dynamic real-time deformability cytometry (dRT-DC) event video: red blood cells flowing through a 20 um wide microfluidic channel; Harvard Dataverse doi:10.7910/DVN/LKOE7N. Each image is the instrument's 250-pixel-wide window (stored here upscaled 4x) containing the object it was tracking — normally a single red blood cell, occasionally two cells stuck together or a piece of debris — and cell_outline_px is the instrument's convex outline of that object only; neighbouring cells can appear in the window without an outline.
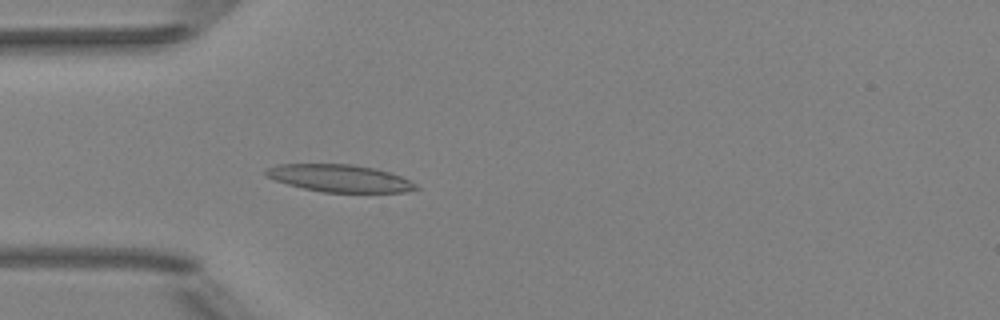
{"species": "Egyptian fruit bat (a non-hibernating species)", "species_latin": "Rousettus aegyptiacus", "temperature_condition": "room temperature", "stored_images_in_passage": 44, "camera_frame_rate_fps": 3000, "um_per_image_px": 0.085, "animal": {"sex": "female"}, "frame": {"image": 1, "passage_image": 8, "time_ms": 2.333, "image_size_px": [1000, 320], "cell_outline_px": [[420, 188], [404, 192], [324, 192], [304, 188], [288, 184], [264, 176], [264, 172], [268, 168], [276, 164], [352, 164], [372, 168], [388, 172], [400, 176], [416, 184]], "centroid_in_image_um": [28.84, 15.15], "position_along_channel_um": 56.2, "area_um2": 23.64}}
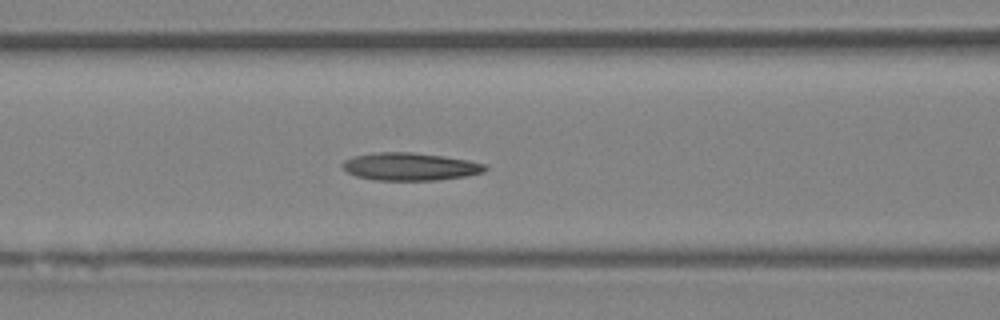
{"frame": {"image": 2, "passage_image": 14, "time_ms": 4.333, "image_size_px": [1000, 320], "cell_outline_px": [[488, 168], [484, 172], [464, 176], [436, 180], [376, 180], [356, 176], [348, 172], [340, 164], [344, 160], [352, 156], [376, 152], [412, 152], [444, 156], [468, 160], [488, 164]], "centroid_in_image_um": [34.86, 14.15], "position_along_channel_um": 131.7, "area_um2": 23.12}}
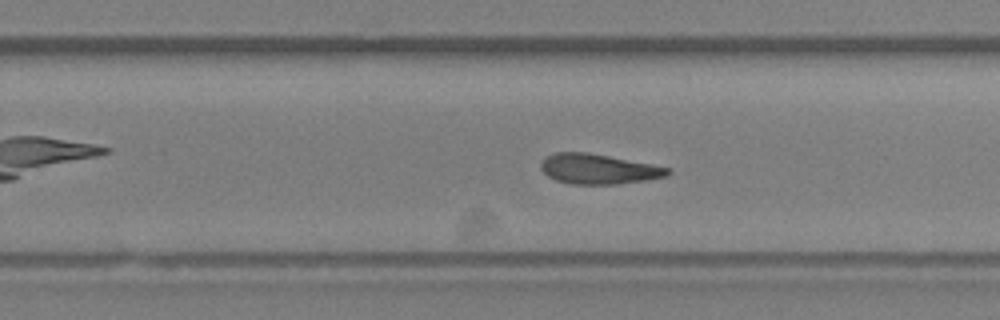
{"frame": {"image": 3, "passage_image": 25, "time_ms": 8.0, "image_size_px": [1000, 320], "cell_outline_px": [[672, 172], [668, 176], [644, 180], [616, 184], [572, 184], [556, 180], [548, 176], [540, 168], [540, 164], [544, 156], [556, 152], [588, 152], [652, 164], [672, 168]], "centroid_in_image_um": [50.87, 14.35], "position_along_channel_um": 278.9, "area_um2": 22.31}, "authors_computed_cell_mechanics": {"area_um2": 22.4842, "velocity_mm_per_s": 4.0296, "shape_relaxation_time_tau1_ms": null, "shape_relaxation_time_tau2_ms": 5.4607, "deformation_change_tau1": null, "deformation_change_tau2": 0.1512}}